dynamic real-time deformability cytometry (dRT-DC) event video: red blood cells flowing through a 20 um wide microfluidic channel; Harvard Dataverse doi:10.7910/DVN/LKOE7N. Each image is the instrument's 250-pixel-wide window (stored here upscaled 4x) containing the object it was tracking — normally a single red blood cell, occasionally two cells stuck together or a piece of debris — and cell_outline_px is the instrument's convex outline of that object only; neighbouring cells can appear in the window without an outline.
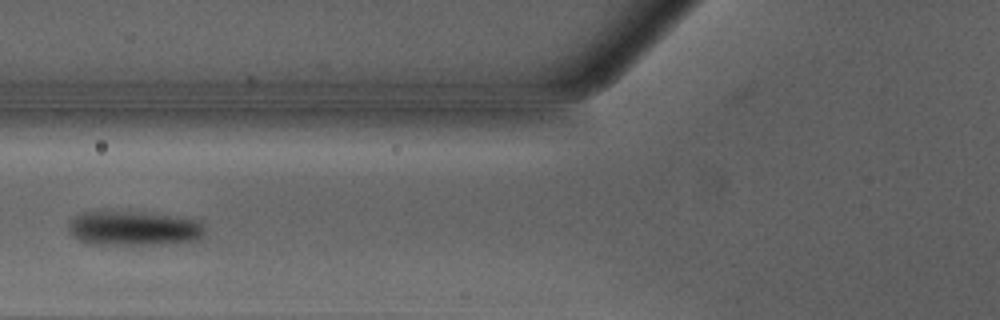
{"species": "Egyptian fruit bat (a non-hibernating species)", "species_latin": "Rousettus aegyptiacus", "temperature_condition": "warm", "stored_images_in_passage": 33, "camera_frame_rate_fps": 3000, "um_per_image_px": 0.085, "animal": {"sex": "male"}, "frame": {"image": 1, "passage_image": 7, "time_ms": 2.0, "image_size_px": [1000, 320], "cell_outline_px": [[204, 236], [196, 240], [164, 244], [92, 244], [80, 240], [72, 236], [68, 228], [68, 220], [84, 212], [100, 208], [112, 208], [148, 212], [200, 220], [204, 228]], "centroid_in_image_um": [11.31, 19.35], "position_along_channel_um": 114.5, "area_um2": 28.55}}
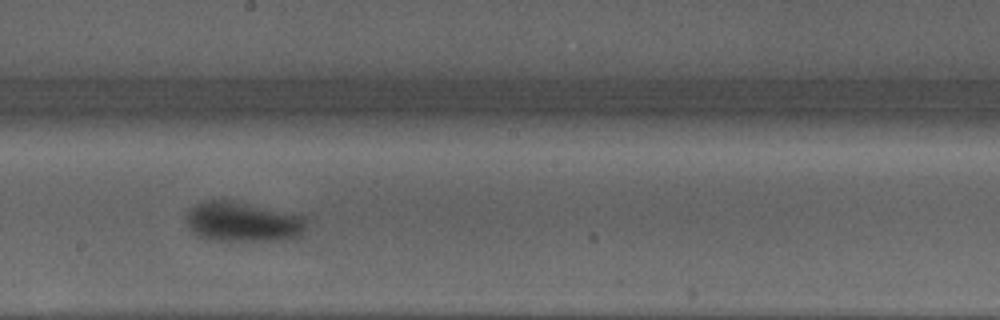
{"frame": {"image": 2, "passage_image": 15, "time_ms": 4.667, "image_size_px": [1000, 320], "cell_outline_px": [[308, 224], [300, 236], [280, 240], [216, 240], [200, 236], [188, 228], [188, 212], [196, 204], [208, 200], [228, 200], [308, 216]], "centroid_in_image_um": [20.72, 18.85], "position_along_channel_um": 227.5, "area_um2": 27.63}}
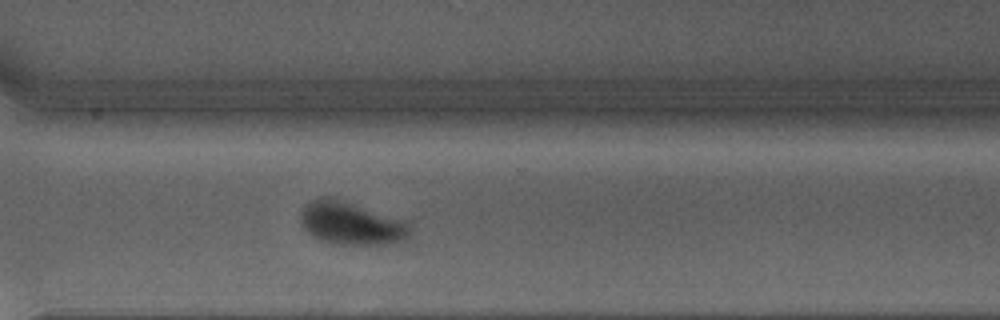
{"frame": {"image": 3, "passage_image": 23, "time_ms": 7.333, "image_size_px": [1000, 320], "cell_outline_px": [[412, 232], [404, 240], [388, 244], [332, 244], [320, 240], [312, 236], [300, 224], [300, 208], [312, 200], [324, 196], [336, 196], [404, 220], [408, 224]], "centroid_in_image_um": [29.81, 18.95], "position_along_channel_um": 340.8, "area_um2": 27.98}, "authors_computed_cell_mechanics": {"area_um2": 27.9752, "velocity_mm_per_s": 4.2558, "shape_relaxation_time_tau1_ms": 2.4027, "shape_relaxation_time_tau2_ms": null, "deformation_change_tau1": 0.1854, "deformation_change_tau2": null}}